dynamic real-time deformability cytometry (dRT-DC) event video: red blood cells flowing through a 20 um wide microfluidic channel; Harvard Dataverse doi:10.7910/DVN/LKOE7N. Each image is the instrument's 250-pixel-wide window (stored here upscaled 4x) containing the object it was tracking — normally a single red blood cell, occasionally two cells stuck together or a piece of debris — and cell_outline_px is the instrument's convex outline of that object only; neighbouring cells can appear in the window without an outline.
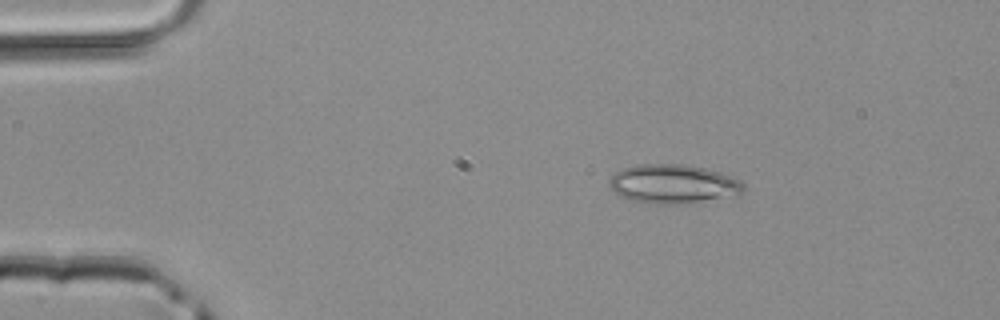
{"species": "common noctule bat (a hibernating species)", "species_latin": "Nyctalus noctula", "temperature_condition": "room temperature", "stored_images_in_passage": 2, "camera_frame_rate_fps": 3000, "um_per_image_px": 0.085, "animal": {"sex": "male", "body_mass_g": 20.4}, "frame": {"image": 1, "passage_image": 1, "time_ms": 0.0, "image_size_px": [1000, 320], "cell_outline_px": [[744, 192], [740, 196], [672, 204], [656, 204], [632, 200], [620, 196], [612, 192], [608, 180], [620, 168], [640, 164], [684, 164], [704, 168], [720, 172], [732, 176], [740, 180], [744, 184]], "centroid_in_image_um": [57.23, 15.63], "position_along_channel_um": 27.8, "area_um2": 30.75}}